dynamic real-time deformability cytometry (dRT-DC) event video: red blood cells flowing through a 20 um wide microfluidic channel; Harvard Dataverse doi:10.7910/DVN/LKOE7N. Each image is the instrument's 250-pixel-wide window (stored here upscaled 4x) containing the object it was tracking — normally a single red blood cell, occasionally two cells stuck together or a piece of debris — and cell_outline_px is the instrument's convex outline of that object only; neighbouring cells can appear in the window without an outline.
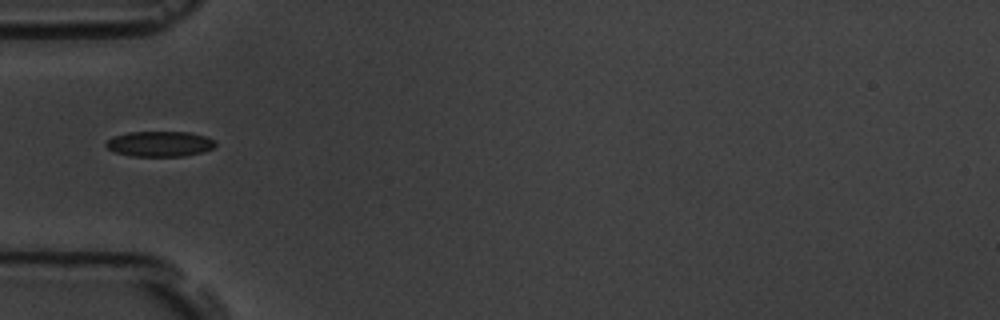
{"species": "common noctule bat (a hibernating species)", "species_latin": "Nyctalus noctula", "temperature_condition": "room temperature", "stored_images_in_passage": 7, "camera_frame_rate_fps": 3000, "um_per_image_px": 0.085, "animal": {"sex": "male", "body_mass_g": 19.5, "forearm_length_mm": 54.6}, "frame": {"image": 1, "passage_image": 1, "time_ms": 0.0, "image_size_px": [1000, 320], "cell_outline_px": [[216, 144], [212, 148], [204, 152], [184, 156], [132, 156], [116, 152], [108, 148], [104, 144], [112, 136], [128, 132], [188, 132], [204, 136], [216, 140]], "centroid_in_image_um": [13.58, 12.23], "position_along_channel_um": 71.4, "area_um2": 16.18}}
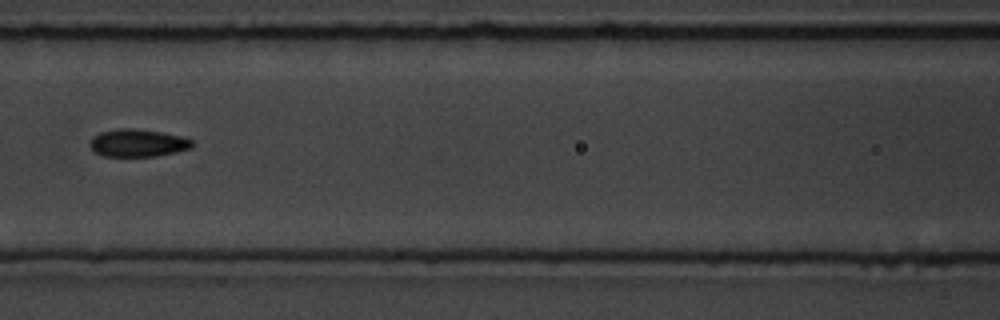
{"frame": {"image": 2, "passage_image": 3, "time_ms": 2.333, "image_size_px": [1000, 320], "cell_outline_px": [[196, 144], [192, 148], [176, 152], [156, 156], [104, 156], [92, 152], [88, 144], [92, 136], [100, 132], [120, 128], [132, 128], [160, 132], [184, 136], [192, 140]], "centroid_in_image_um": [11.7, 12.15], "position_along_channel_um": 154.9, "area_um2": 16.76}}
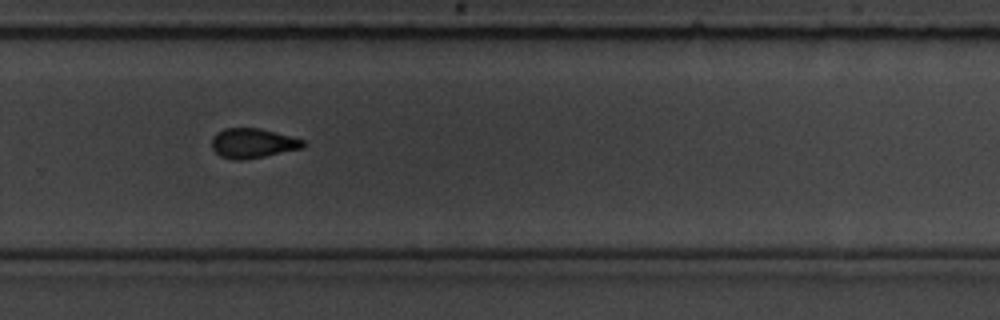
{"frame": {"image": 3, "passage_image": 7, "time_ms": 6.667, "image_size_px": [1000, 320], "cell_outline_px": [[304, 148], [244, 160], [236, 160], [220, 156], [212, 148], [212, 136], [216, 132], [224, 128], [260, 128], [304, 140]], "centroid_in_image_um": [21.46, 12.17], "position_along_channel_um": 308.3, "area_um2": 15.78}}